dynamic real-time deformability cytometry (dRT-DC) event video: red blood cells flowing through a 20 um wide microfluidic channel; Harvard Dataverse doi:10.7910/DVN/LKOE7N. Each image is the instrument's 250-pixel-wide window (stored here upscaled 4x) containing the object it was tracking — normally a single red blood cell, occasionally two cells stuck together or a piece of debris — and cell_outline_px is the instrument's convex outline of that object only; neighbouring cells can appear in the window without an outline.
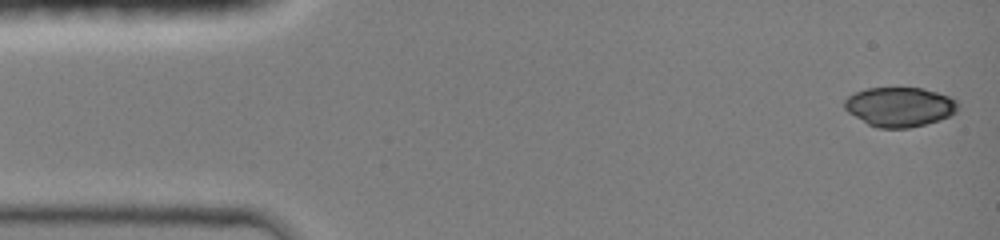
{"species": "common noctule bat (a hibernating species)", "species_latin": "Nyctalus noctula", "temperature_condition": "room temperature", "stored_images_in_passage": 45, "camera_frame_rate_fps": 3000, "um_per_image_px": 0.085, "animal": {"sex": "female", "body_mass_g": 19.0, "forearm_length_mm": 51.5}, "frame": {"image": 1, "passage_image": 1, "time_ms": 0.0, "image_size_px": [1000, 240], "cell_outline_px": [[956, 112], [940, 120], [908, 128], [880, 128], [868, 124], [848, 112], [844, 108], [844, 100], [848, 96], [856, 92], [868, 88], [920, 88], [936, 92], [948, 96], [956, 100]], "centroid_in_image_um": [76.44, 9.08], "position_along_channel_um": 8.6, "area_um2": 25.78}}
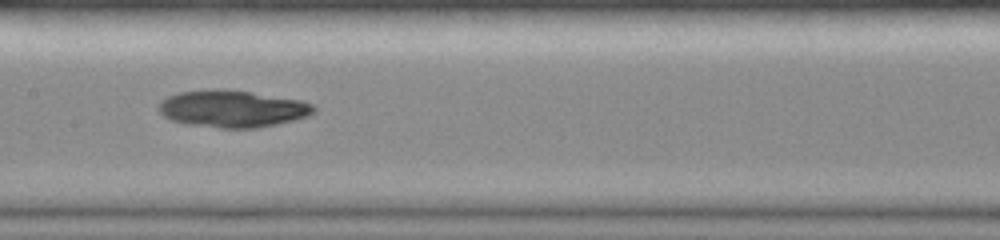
{"frame": {"image": 2, "passage_image": 22, "time_ms": 7.0, "image_size_px": [1000, 240], "cell_outline_px": [[316, 108], [308, 116], [276, 124], [256, 128], [220, 128], [188, 124], [172, 120], [164, 116], [156, 108], [160, 100], [168, 96], [180, 92], [248, 92], [300, 100], [312, 104]], "centroid_in_image_um": [19.74, 9.29], "position_along_channel_um": 187.7, "area_um2": 32.25}}
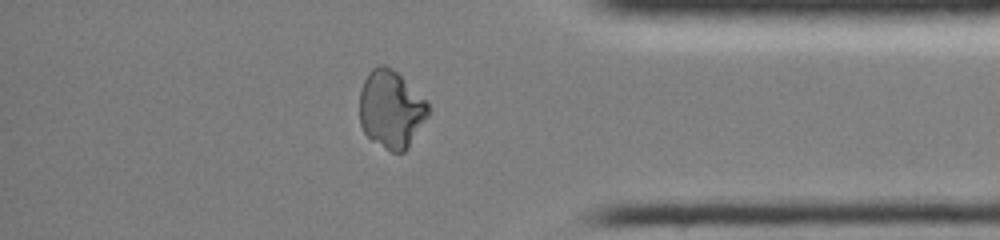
{"frame": {"image": 3, "passage_image": 38, "time_ms": 12.333, "image_size_px": [1000, 240], "cell_outline_px": [[428, 116], [408, 148], [404, 152], [392, 152], [372, 140], [364, 132], [360, 124], [360, 88], [368, 72], [376, 64], [384, 64], [392, 68], [428, 104]], "centroid_in_image_um": [33.21, 9.28], "position_along_channel_um": 402.0, "area_um2": 30.81}}